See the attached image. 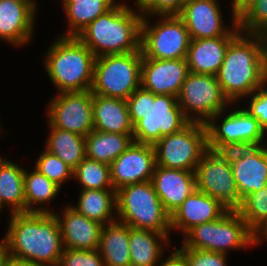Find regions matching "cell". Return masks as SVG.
<instances>
[{
    "label": "cell",
    "mask_w": 267,
    "mask_h": 266,
    "mask_svg": "<svg viewBox=\"0 0 267 266\" xmlns=\"http://www.w3.org/2000/svg\"><path fill=\"white\" fill-rule=\"evenodd\" d=\"M5 237L10 260L57 266L64 250L61 229L54 213L9 214Z\"/></svg>",
    "instance_id": "1"
},
{
    "label": "cell",
    "mask_w": 267,
    "mask_h": 266,
    "mask_svg": "<svg viewBox=\"0 0 267 266\" xmlns=\"http://www.w3.org/2000/svg\"><path fill=\"white\" fill-rule=\"evenodd\" d=\"M222 92L237 105L267 82L264 35L240 31L229 43L216 75Z\"/></svg>",
    "instance_id": "2"
},
{
    "label": "cell",
    "mask_w": 267,
    "mask_h": 266,
    "mask_svg": "<svg viewBox=\"0 0 267 266\" xmlns=\"http://www.w3.org/2000/svg\"><path fill=\"white\" fill-rule=\"evenodd\" d=\"M119 1L77 37L97 57L141 51L142 13Z\"/></svg>",
    "instance_id": "3"
},
{
    "label": "cell",
    "mask_w": 267,
    "mask_h": 266,
    "mask_svg": "<svg viewBox=\"0 0 267 266\" xmlns=\"http://www.w3.org/2000/svg\"><path fill=\"white\" fill-rule=\"evenodd\" d=\"M127 104L133 140L138 143L154 145L163 136L180 131L190 122L173 95H155L139 87L129 96Z\"/></svg>",
    "instance_id": "4"
},
{
    "label": "cell",
    "mask_w": 267,
    "mask_h": 266,
    "mask_svg": "<svg viewBox=\"0 0 267 266\" xmlns=\"http://www.w3.org/2000/svg\"><path fill=\"white\" fill-rule=\"evenodd\" d=\"M47 49L43 65L57 94L91 89L96 56L78 37L58 35Z\"/></svg>",
    "instance_id": "5"
},
{
    "label": "cell",
    "mask_w": 267,
    "mask_h": 266,
    "mask_svg": "<svg viewBox=\"0 0 267 266\" xmlns=\"http://www.w3.org/2000/svg\"><path fill=\"white\" fill-rule=\"evenodd\" d=\"M117 220L132 228L171 232V216L165 211L151 181L116 191Z\"/></svg>",
    "instance_id": "6"
},
{
    "label": "cell",
    "mask_w": 267,
    "mask_h": 266,
    "mask_svg": "<svg viewBox=\"0 0 267 266\" xmlns=\"http://www.w3.org/2000/svg\"><path fill=\"white\" fill-rule=\"evenodd\" d=\"M180 248L230 254L254 246V232L237 211H227L219 219L191 228Z\"/></svg>",
    "instance_id": "7"
},
{
    "label": "cell",
    "mask_w": 267,
    "mask_h": 266,
    "mask_svg": "<svg viewBox=\"0 0 267 266\" xmlns=\"http://www.w3.org/2000/svg\"><path fill=\"white\" fill-rule=\"evenodd\" d=\"M142 59V51L97 57L92 94L127 100L141 87Z\"/></svg>",
    "instance_id": "8"
},
{
    "label": "cell",
    "mask_w": 267,
    "mask_h": 266,
    "mask_svg": "<svg viewBox=\"0 0 267 266\" xmlns=\"http://www.w3.org/2000/svg\"><path fill=\"white\" fill-rule=\"evenodd\" d=\"M238 106L235 108V105L231 104L228 109L216 114L205 124L208 149L226 151L267 144V136L261 130L258 120Z\"/></svg>",
    "instance_id": "9"
},
{
    "label": "cell",
    "mask_w": 267,
    "mask_h": 266,
    "mask_svg": "<svg viewBox=\"0 0 267 266\" xmlns=\"http://www.w3.org/2000/svg\"><path fill=\"white\" fill-rule=\"evenodd\" d=\"M149 20L151 22L156 20V23L153 21L151 24ZM190 40L189 32L178 15L143 16L141 23L143 58L157 60L186 58Z\"/></svg>",
    "instance_id": "10"
},
{
    "label": "cell",
    "mask_w": 267,
    "mask_h": 266,
    "mask_svg": "<svg viewBox=\"0 0 267 266\" xmlns=\"http://www.w3.org/2000/svg\"><path fill=\"white\" fill-rule=\"evenodd\" d=\"M153 147L156 166L195 172L208 150L206 125L189 122L180 131L163 136Z\"/></svg>",
    "instance_id": "11"
},
{
    "label": "cell",
    "mask_w": 267,
    "mask_h": 266,
    "mask_svg": "<svg viewBox=\"0 0 267 266\" xmlns=\"http://www.w3.org/2000/svg\"><path fill=\"white\" fill-rule=\"evenodd\" d=\"M177 99L190 122L204 124L231 105L216 76L192 72L188 73Z\"/></svg>",
    "instance_id": "12"
},
{
    "label": "cell",
    "mask_w": 267,
    "mask_h": 266,
    "mask_svg": "<svg viewBox=\"0 0 267 266\" xmlns=\"http://www.w3.org/2000/svg\"><path fill=\"white\" fill-rule=\"evenodd\" d=\"M196 189L217 199L228 211L241 207L230 159L225 151L208 149L195 170Z\"/></svg>",
    "instance_id": "13"
},
{
    "label": "cell",
    "mask_w": 267,
    "mask_h": 266,
    "mask_svg": "<svg viewBox=\"0 0 267 266\" xmlns=\"http://www.w3.org/2000/svg\"><path fill=\"white\" fill-rule=\"evenodd\" d=\"M54 95L46 110L47 124L85 137L94 130L92 91L90 89Z\"/></svg>",
    "instance_id": "14"
},
{
    "label": "cell",
    "mask_w": 267,
    "mask_h": 266,
    "mask_svg": "<svg viewBox=\"0 0 267 266\" xmlns=\"http://www.w3.org/2000/svg\"><path fill=\"white\" fill-rule=\"evenodd\" d=\"M222 12L218 0H187L178 16L183 20L190 39L236 36L240 32L237 20L228 25Z\"/></svg>",
    "instance_id": "15"
},
{
    "label": "cell",
    "mask_w": 267,
    "mask_h": 266,
    "mask_svg": "<svg viewBox=\"0 0 267 266\" xmlns=\"http://www.w3.org/2000/svg\"><path fill=\"white\" fill-rule=\"evenodd\" d=\"M241 200L262 190L267 183V145L234 148L225 151Z\"/></svg>",
    "instance_id": "16"
},
{
    "label": "cell",
    "mask_w": 267,
    "mask_h": 266,
    "mask_svg": "<svg viewBox=\"0 0 267 266\" xmlns=\"http://www.w3.org/2000/svg\"><path fill=\"white\" fill-rule=\"evenodd\" d=\"M156 166L153 145L133 141L111 164V182L118 189L151 181Z\"/></svg>",
    "instance_id": "17"
},
{
    "label": "cell",
    "mask_w": 267,
    "mask_h": 266,
    "mask_svg": "<svg viewBox=\"0 0 267 266\" xmlns=\"http://www.w3.org/2000/svg\"><path fill=\"white\" fill-rule=\"evenodd\" d=\"M36 0H0V40L24 47L34 36L37 18Z\"/></svg>",
    "instance_id": "18"
},
{
    "label": "cell",
    "mask_w": 267,
    "mask_h": 266,
    "mask_svg": "<svg viewBox=\"0 0 267 266\" xmlns=\"http://www.w3.org/2000/svg\"><path fill=\"white\" fill-rule=\"evenodd\" d=\"M188 73L189 68L185 58L167 60L143 58L141 87L155 95L178 97Z\"/></svg>",
    "instance_id": "19"
},
{
    "label": "cell",
    "mask_w": 267,
    "mask_h": 266,
    "mask_svg": "<svg viewBox=\"0 0 267 266\" xmlns=\"http://www.w3.org/2000/svg\"><path fill=\"white\" fill-rule=\"evenodd\" d=\"M53 213L60 225L64 249L96 250L99 248L102 224L88 219L71 204L65 205L60 214L57 211Z\"/></svg>",
    "instance_id": "20"
},
{
    "label": "cell",
    "mask_w": 267,
    "mask_h": 266,
    "mask_svg": "<svg viewBox=\"0 0 267 266\" xmlns=\"http://www.w3.org/2000/svg\"><path fill=\"white\" fill-rule=\"evenodd\" d=\"M227 211L217 199L195 189L171 215V231L185 235L194 226L219 219Z\"/></svg>",
    "instance_id": "21"
},
{
    "label": "cell",
    "mask_w": 267,
    "mask_h": 266,
    "mask_svg": "<svg viewBox=\"0 0 267 266\" xmlns=\"http://www.w3.org/2000/svg\"><path fill=\"white\" fill-rule=\"evenodd\" d=\"M151 182L170 216L196 189L195 172L187 170L155 166Z\"/></svg>",
    "instance_id": "22"
},
{
    "label": "cell",
    "mask_w": 267,
    "mask_h": 266,
    "mask_svg": "<svg viewBox=\"0 0 267 266\" xmlns=\"http://www.w3.org/2000/svg\"><path fill=\"white\" fill-rule=\"evenodd\" d=\"M170 238V233L129 226L130 266H161L165 262L164 256L166 257L164 249H173Z\"/></svg>",
    "instance_id": "23"
},
{
    "label": "cell",
    "mask_w": 267,
    "mask_h": 266,
    "mask_svg": "<svg viewBox=\"0 0 267 266\" xmlns=\"http://www.w3.org/2000/svg\"><path fill=\"white\" fill-rule=\"evenodd\" d=\"M234 37L191 39L185 58L189 72L216 76Z\"/></svg>",
    "instance_id": "24"
},
{
    "label": "cell",
    "mask_w": 267,
    "mask_h": 266,
    "mask_svg": "<svg viewBox=\"0 0 267 266\" xmlns=\"http://www.w3.org/2000/svg\"><path fill=\"white\" fill-rule=\"evenodd\" d=\"M92 104L95 130L133 134L127 100L92 94Z\"/></svg>",
    "instance_id": "25"
},
{
    "label": "cell",
    "mask_w": 267,
    "mask_h": 266,
    "mask_svg": "<svg viewBox=\"0 0 267 266\" xmlns=\"http://www.w3.org/2000/svg\"><path fill=\"white\" fill-rule=\"evenodd\" d=\"M77 204L71 206L88 219L103 226L117 220L115 189H84L79 193Z\"/></svg>",
    "instance_id": "26"
},
{
    "label": "cell",
    "mask_w": 267,
    "mask_h": 266,
    "mask_svg": "<svg viewBox=\"0 0 267 266\" xmlns=\"http://www.w3.org/2000/svg\"><path fill=\"white\" fill-rule=\"evenodd\" d=\"M98 250L105 266H130L129 225L118 220L105 224Z\"/></svg>",
    "instance_id": "27"
},
{
    "label": "cell",
    "mask_w": 267,
    "mask_h": 266,
    "mask_svg": "<svg viewBox=\"0 0 267 266\" xmlns=\"http://www.w3.org/2000/svg\"><path fill=\"white\" fill-rule=\"evenodd\" d=\"M17 162L0 156L1 214L7 206L9 213H25L24 170Z\"/></svg>",
    "instance_id": "28"
},
{
    "label": "cell",
    "mask_w": 267,
    "mask_h": 266,
    "mask_svg": "<svg viewBox=\"0 0 267 266\" xmlns=\"http://www.w3.org/2000/svg\"><path fill=\"white\" fill-rule=\"evenodd\" d=\"M67 17L66 32L60 36L77 37L91 22L111 9L117 0H61Z\"/></svg>",
    "instance_id": "29"
},
{
    "label": "cell",
    "mask_w": 267,
    "mask_h": 266,
    "mask_svg": "<svg viewBox=\"0 0 267 266\" xmlns=\"http://www.w3.org/2000/svg\"><path fill=\"white\" fill-rule=\"evenodd\" d=\"M61 189L34 167L32 171L26 168L24 170L25 213L55 212L46 206L59 196Z\"/></svg>",
    "instance_id": "30"
},
{
    "label": "cell",
    "mask_w": 267,
    "mask_h": 266,
    "mask_svg": "<svg viewBox=\"0 0 267 266\" xmlns=\"http://www.w3.org/2000/svg\"><path fill=\"white\" fill-rule=\"evenodd\" d=\"M132 134L91 131L85 137L86 158L110 165L133 142Z\"/></svg>",
    "instance_id": "31"
},
{
    "label": "cell",
    "mask_w": 267,
    "mask_h": 266,
    "mask_svg": "<svg viewBox=\"0 0 267 266\" xmlns=\"http://www.w3.org/2000/svg\"><path fill=\"white\" fill-rule=\"evenodd\" d=\"M47 125L49 133L44 149L58 156L74 170L86 157L85 136Z\"/></svg>",
    "instance_id": "32"
},
{
    "label": "cell",
    "mask_w": 267,
    "mask_h": 266,
    "mask_svg": "<svg viewBox=\"0 0 267 266\" xmlns=\"http://www.w3.org/2000/svg\"><path fill=\"white\" fill-rule=\"evenodd\" d=\"M73 179L84 189H114L110 165L84 158L73 170Z\"/></svg>",
    "instance_id": "33"
},
{
    "label": "cell",
    "mask_w": 267,
    "mask_h": 266,
    "mask_svg": "<svg viewBox=\"0 0 267 266\" xmlns=\"http://www.w3.org/2000/svg\"><path fill=\"white\" fill-rule=\"evenodd\" d=\"M237 212L253 232L265 223L267 221V184L262 190L245 196Z\"/></svg>",
    "instance_id": "34"
},
{
    "label": "cell",
    "mask_w": 267,
    "mask_h": 266,
    "mask_svg": "<svg viewBox=\"0 0 267 266\" xmlns=\"http://www.w3.org/2000/svg\"><path fill=\"white\" fill-rule=\"evenodd\" d=\"M35 161V166L33 167L61 188L64 183L73 179V169L58 156L49 153L45 149L41 151Z\"/></svg>",
    "instance_id": "35"
},
{
    "label": "cell",
    "mask_w": 267,
    "mask_h": 266,
    "mask_svg": "<svg viewBox=\"0 0 267 266\" xmlns=\"http://www.w3.org/2000/svg\"><path fill=\"white\" fill-rule=\"evenodd\" d=\"M240 31L249 34L267 33V0H256L238 18Z\"/></svg>",
    "instance_id": "36"
},
{
    "label": "cell",
    "mask_w": 267,
    "mask_h": 266,
    "mask_svg": "<svg viewBox=\"0 0 267 266\" xmlns=\"http://www.w3.org/2000/svg\"><path fill=\"white\" fill-rule=\"evenodd\" d=\"M176 247V248H175ZM173 250L188 264V266H227V254L210 252L189 248H177Z\"/></svg>",
    "instance_id": "37"
},
{
    "label": "cell",
    "mask_w": 267,
    "mask_h": 266,
    "mask_svg": "<svg viewBox=\"0 0 267 266\" xmlns=\"http://www.w3.org/2000/svg\"><path fill=\"white\" fill-rule=\"evenodd\" d=\"M187 0H135L143 16L178 15Z\"/></svg>",
    "instance_id": "38"
},
{
    "label": "cell",
    "mask_w": 267,
    "mask_h": 266,
    "mask_svg": "<svg viewBox=\"0 0 267 266\" xmlns=\"http://www.w3.org/2000/svg\"><path fill=\"white\" fill-rule=\"evenodd\" d=\"M57 266H105L98 249H64Z\"/></svg>",
    "instance_id": "39"
},
{
    "label": "cell",
    "mask_w": 267,
    "mask_h": 266,
    "mask_svg": "<svg viewBox=\"0 0 267 266\" xmlns=\"http://www.w3.org/2000/svg\"><path fill=\"white\" fill-rule=\"evenodd\" d=\"M247 98L248 102L244 104H248L243 108L258 120L261 130L267 136V82Z\"/></svg>",
    "instance_id": "40"
},
{
    "label": "cell",
    "mask_w": 267,
    "mask_h": 266,
    "mask_svg": "<svg viewBox=\"0 0 267 266\" xmlns=\"http://www.w3.org/2000/svg\"><path fill=\"white\" fill-rule=\"evenodd\" d=\"M256 0H231L229 3L231 5V19L237 20V18Z\"/></svg>",
    "instance_id": "41"
},
{
    "label": "cell",
    "mask_w": 267,
    "mask_h": 266,
    "mask_svg": "<svg viewBox=\"0 0 267 266\" xmlns=\"http://www.w3.org/2000/svg\"><path fill=\"white\" fill-rule=\"evenodd\" d=\"M10 261V255L8 250V244L6 237L0 240V266H7Z\"/></svg>",
    "instance_id": "42"
},
{
    "label": "cell",
    "mask_w": 267,
    "mask_h": 266,
    "mask_svg": "<svg viewBox=\"0 0 267 266\" xmlns=\"http://www.w3.org/2000/svg\"><path fill=\"white\" fill-rule=\"evenodd\" d=\"M267 240V221L254 232V246L263 244Z\"/></svg>",
    "instance_id": "43"
},
{
    "label": "cell",
    "mask_w": 267,
    "mask_h": 266,
    "mask_svg": "<svg viewBox=\"0 0 267 266\" xmlns=\"http://www.w3.org/2000/svg\"><path fill=\"white\" fill-rule=\"evenodd\" d=\"M166 250L169 252L168 256L165 259V262L161 266H176V252L172 249H167Z\"/></svg>",
    "instance_id": "44"
},
{
    "label": "cell",
    "mask_w": 267,
    "mask_h": 266,
    "mask_svg": "<svg viewBox=\"0 0 267 266\" xmlns=\"http://www.w3.org/2000/svg\"><path fill=\"white\" fill-rule=\"evenodd\" d=\"M7 266H43V265L27 264V263L10 260Z\"/></svg>",
    "instance_id": "45"
},
{
    "label": "cell",
    "mask_w": 267,
    "mask_h": 266,
    "mask_svg": "<svg viewBox=\"0 0 267 266\" xmlns=\"http://www.w3.org/2000/svg\"><path fill=\"white\" fill-rule=\"evenodd\" d=\"M176 266H188V264L176 253Z\"/></svg>",
    "instance_id": "46"
},
{
    "label": "cell",
    "mask_w": 267,
    "mask_h": 266,
    "mask_svg": "<svg viewBox=\"0 0 267 266\" xmlns=\"http://www.w3.org/2000/svg\"><path fill=\"white\" fill-rule=\"evenodd\" d=\"M265 43H266V60H267V33L264 35Z\"/></svg>",
    "instance_id": "47"
},
{
    "label": "cell",
    "mask_w": 267,
    "mask_h": 266,
    "mask_svg": "<svg viewBox=\"0 0 267 266\" xmlns=\"http://www.w3.org/2000/svg\"><path fill=\"white\" fill-rule=\"evenodd\" d=\"M0 215H1V196H0Z\"/></svg>",
    "instance_id": "48"
},
{
    "label": "cell",
    "mask_w": 267,
    "mask_h": 266,
    "mask_svg": "<svg viewBox=\"0 0 267 266\" xmlns=\"http://www.w3.org/2000/svg\"><path fill=\"white\" fill-rule=\"evenodd\" d=\"M3 128H1V126H0V134L2 135V133L1 132H3V130H2Z\"/></svg>",
    "instance_id": "49"
}]
</instances>
